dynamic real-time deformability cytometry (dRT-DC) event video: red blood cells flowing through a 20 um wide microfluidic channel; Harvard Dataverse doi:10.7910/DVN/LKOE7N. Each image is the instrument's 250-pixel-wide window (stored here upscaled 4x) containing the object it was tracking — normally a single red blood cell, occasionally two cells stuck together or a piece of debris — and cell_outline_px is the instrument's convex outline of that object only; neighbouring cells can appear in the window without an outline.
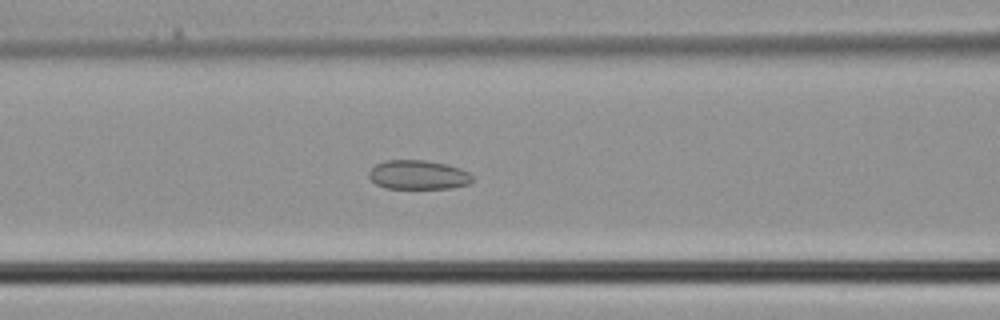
{"species": "common noctule bat (a hibernating species)", "species_latin": "Nyctalus noctula", "temperature_condition": "cold", "stored_images_in_passage": 40, "camera_frame_rate_fps": 3000, "um_per_image_px": 0.085, "animal": {"sex": "male", "body_mass_g": 21.5, "forearm_length_mm": 52.0}, "frame": {"image": 1, "passage_image": 17, "time_ms": 5.333, "image_size_px": [1000, 320], "cell_outline_px": [[472, 180], [468, 184], [452, 188], [384, 188], [376, 184], [368, 176], [368, 172], [376, 164], [388, 160], [424, 160], [448, 164], [460, 168], [468, 172], [472, 176]], "centroid_in_image_um": [35.54, 14.86], "position_along_channel_um": 131.1, "area_um2": 17.57}}
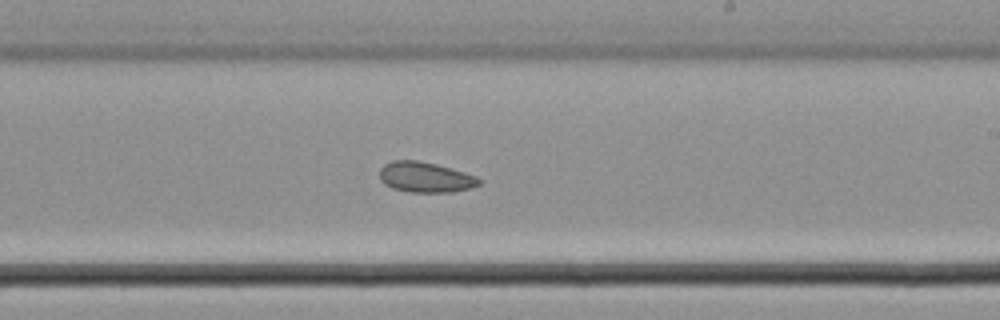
{"frame": {"image": 2, "passage_image": 24, "time_ms": 7.667, "image_size_px": [1000, 320], "cell_outline_px": [[480, 184], [472, 188], [452, 192], [408, 192], [392, 188], [384, 184], [380, 180], [380, 168], [384, 164], [392, 160], [416, 160], [436, 164], [464, 172], [476, 176], [480, 180]], "centroid_in_image_um": [36.13, 15.06], "position_along_channel_um": 252.9, "area_um2": 17.69}}
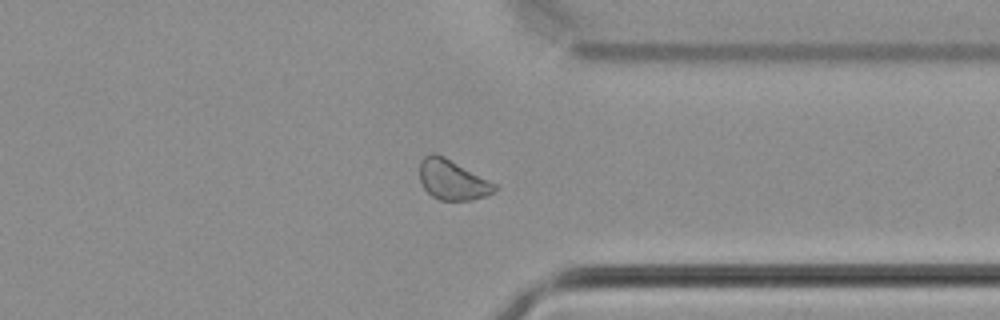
{"frame": {"image": 3, "passage_image": 31, "time_ms": 10.0, "image_size_px": [1000, 320], "cell_outline_px": [[496, 192], [472, 200], [440, 200], [432, 196], [424, 188], [420, 180], [420, 160], [424, 156], [432, 152], [444, 156], [496, 184]], "centroid_in_image_um": [38.44, 15.28], "position_along_channel_um": 373.0, "area_um2": 17.4}}